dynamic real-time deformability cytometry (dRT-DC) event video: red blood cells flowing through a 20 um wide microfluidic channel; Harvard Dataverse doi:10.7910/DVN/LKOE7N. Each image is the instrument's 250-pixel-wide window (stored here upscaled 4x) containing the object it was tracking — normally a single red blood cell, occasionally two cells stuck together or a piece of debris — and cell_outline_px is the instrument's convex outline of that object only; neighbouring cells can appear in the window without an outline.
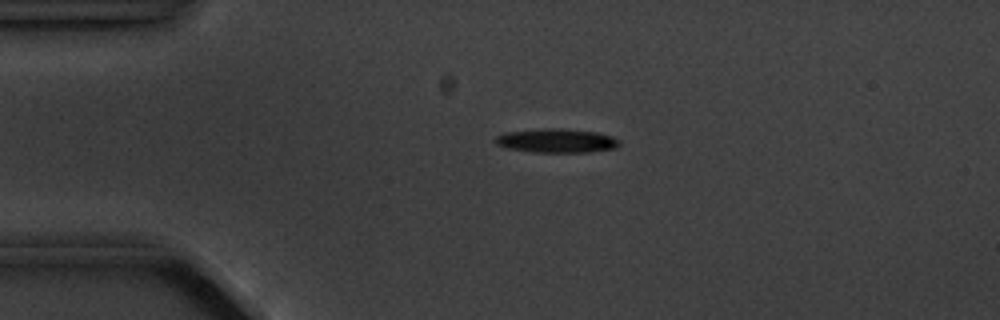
{"species": "common noctule bat (a hibernating species)", "species_latin": "Nyctalus noctula", "temperature_condition": "cold", "stored_images_in_passage": 2, "camera_frame_rate_fps": 3000, "um_per_image_px": 0.085, "animal": {"sex": "male", "body_mass_g": 20.1, "forearm_length_mm": 53.5}, "frame": {"image": 1, "passage_image": 1, "time_ms": 0.0, "image_size_px": [1000, 320], "cell_outline_px": [[620, 144], [612, 148], [588, 152], [532, 152], [508, 148], [496, 144], [492, 140], [496, 136], [504, 132], [540, 128], [564, 128], [596, 132], [612, 136], [620, 140]], "centroid_in_image_um": [47.25, 11.94], "position_along_channel_um": 37.7, "area_um2": 17.46}}